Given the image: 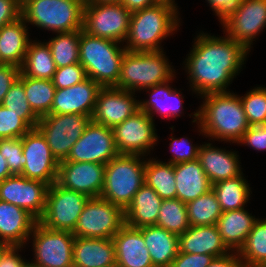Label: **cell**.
Instances as JSON below:
<instances>
[{"mask_svg": "<svg viewBox=\"0 0 266 267\" xmlns=\"http://www.w3.org/2000/svg\"><path fill=\"white\" fill-rule=\"evenodd\" d=\"M192 47L184 67L192 91L199 96L227 92L250 52L227 35L216 37L204 32L197 34Z\"/></svg>", "mask_w": 266, "mask_h": 267, "instance_id": "1", "label": "cell"}, {"mask_svg": "<svg viewBox=\"0 0 266 267\" xmlns=\"http://www.w3.org/2000/svg\"><path fill=\"white\" fill-rule=\"evenodd\" d=\"M202 98L205 100L194 112L192 121L198 125L200 134L212 140L238 144L250 127L240 96L228 90L209 93Z\"/></svg>", "mask_w": 266, "mask_h": 267, "instance_id": "2", "label": "cell"}, {"mask_svg": "<svg viewBox=\"0 0 266 267\" xmlns=\"http://www.w3.org/2000/svg\"><path fill=\"white\" fill-rule=\"evenodd\" d=\"M178 8L157 2L142 10L132 12L129 32L125 40L126 51H160L161 42L173 34L179 26Z\"/></svg>", "mask_w": 266, "mask_h": 267, "instance_id": "3", "label": "cell"}, {"mask_svg": "<svg viewBox=\"0 0 266 267\" xmlns=\"http://www.w3.org/2000/svg\"><path fill=\"white\" fill-rule=\"evenodd\" d=\"M120 43L89 35L81 29L79 41V62L85 68L87 77L101 87L118 84L122 59L126 52Z\"/></svg>", "mask_w": 266, "mask_h": 267, "instance_id": "4", "label": "cell"}, {"mask_svg": "<svg viewBox=\"0 0 266 267\" xmlns=\"http://www.w3.org/2000/svg\"><path fill=\"white\" fill-rule=\"evenodd\" d=\"M171 67L163 50L126 51L115 87L135 93L174 80L175 69Z\"/></svg>", "mask_w": 266, "mask_h": 267, "instance_id": "5", "label": "cell"}, {"mask_svg": "<svg viewBox=\"0 0 266 267\" xmlns=\"http://www.w3.org/2000/svg\"><path fill=\"white\" fill-rule=\"evenodd\" d=\"M143 160L141 155L135 154H118L111 159L105 165L104 187L100 197L125 211L134 194L145 183Z\"/></svg>", "mask_w": 266, "mask_h": 267, "instance_id": "6", "label": "cell"}, {"mask_svg": "<svg viewBox=\"0 0 266 267\" xmlns=\"http://www.w3.org/2000/svg\"><path fill=\"white\" fill-rule=\"evenodd\" d=\"M85 0H23L21 17L54 33L81 30Z\"/></svg>", "mask_w": 266, "mask_h": 267, "instance_id": "7", "label": "cell"}, {"mask_svg": "<svg viewBox=\"0 0 266 267\" xmlns=\"http://www.w3.org/2000/svg\"><path fill=\"white\" fill-rule=\"evenodd\" d=\"M89 199V196L55 182L48 187L46 208L38 222L51 230L73 232Z\"/></svg>", "mask_w": 266, "mask_h": 267, "instance_id": "8", "label": "cell"}, {"mask_svg": "<svg viewBox=\"0 0 266 267\" xmlns=\"http://www.w3.org/2000/svg\"><path fill=\"white\" fill-rule=\"evenodd\" d=\"M131 14L121 3H85L82 30L122 44L129 32Z\"/></svg>", "mask_w": 266, "mask_h": 267, "instance_id": "9", "label": "cell"}, {"mask_svg": "<svg viewBox=\"0 0 266 267\" xmlns=\"http://www.w3.org/2000/svg\"><path fill=\"white\" fill-rule=\"evenodd\" d=\"M30 237L35 255L31 266L73 267L75 236L71 231L51 230L37 222Z\"/></svg>", "mask_w": 266, "mask_h": 267, "instance_id": "10", "label": "cell"}, {"mask_svg": "<svg viewBox=\"0 0 266 267\" xmlns=\"http://www.w3.org/2000/svg\"><path fill=\"white\" fill-rule=\"evenodd\" d=\"M91 117L80 114H48L39 119L36 128L43 134L52 155L65 160L72 146L85 131Z\"/></svg>", "mask_w": 266, "mask_h": 267, "instance_id": "11", "label": "cell"}, {"mask_svg": "<svg viewBox=\"0 0 266 267\" xmlns=\"http://www.w3.org/2000/svg\"><path fill=\"white\" fill-rule=\"evenodd\" d=\"M125 224L124 211L102 197H91L79 216L74 236L112 239Z\"/></svg>", "mask_w": 266, "mask_h": 267, "instance_id": "12", "label": "cell"}, {"mask_svg": "<svg viewBox=\"0 0 266 267\" xmlns=\"http://www.w3.org/2000/svg\"><path fill=\"white\" fill-rule=\"evenodd\" d=\"M154 120L140 109L121 124L113 128L114 139L119 154H150V149L158 141Z\"/></svg>", "mask_w": 266, "mask_h": 267, "instance_id": "13", "label": "cell"}, {"mask_svg": "<svg viewBox=\"0 0 266 267\" xmlns=\"http://www.w3.org/2000/svg\"><path fill=\"white\" fill-rule=\"evenodd\" d=\"M23 154L26 163L22 176L45 182L49 186L57 181L59 162L52 155L43 134L33 128L22 137Z\"/></svg>", "mask_w": 266, "mask_h": 267, "instance_id": "14", "label": "cell"}, {"mask_svg": "<svg viewBox=\"0 0 266 267\" xmlns=\"http://www.w3.org/2000/svg\"><path fill=\"white\" fill-rule=\"evenodd\" d=\"M118 154L113 129L91 120L82 136L72 146L68 157L63 161L92 162L106 165Z\"/></svg>", "mask_w": 266, "mask_h": 267, "instance_id": "15", "label": "cell"}, {"mask_svg": "<svg viewBox=\"0 0 266 267\" xmlns=\"http://www.w3.org/2000/svg\"><path fill=\"white\" fill-rule=\"evenodd\" d=\"M221 25L228 37L249 50L266 27V0H242Z\"/></svg>", "mask_w": 266, "mask_h": 267, "instance_id": "16", "label": "cell"}, {"mask_svg": "<svg viewBox=\"0 0 266 267\" xmlns=\"http://www.w3.org/2000/svg\"><path fill=\"white\" fill-rule=\"evenodd\" d=\"M48 187L45 182L12 175L0 182V200L19 206L39 221L46 208Z\"/></svg>", "mask_w": 266, "mask_h": 267, "instance_id": "17", "label": "cell"}, {"mask_svg": "<svg viewBox=\"0 0 266 267\" xmlns=\"http://www.w3.org/2000/svg\"><path fill=\"white\" fill-rule=\"evenodd\" d=\"M134 95L115 86L101 87L91 120L113 129L139 110V100Z\"/></svg>", "mask_w": 266, "mask_h": 267, "instance_id": "18", "label": "cell"}, {"mask_svg": "<svg viewBox=\"0 0 266 267\" xmlns=\"http://www.w3.org/2000/svg\"><path fill=\"white\" fill-rule=\"evenodd\" d=\"M105 164L92 162H59L57 183L87 196L100 197L104 187Z\"/></svg>", "mask_w": 266, "mask_h": 267, "instance_id": "19", "label": "cell"}, {"mask_svg": "<svg viewBox=\"0 0 266 267\" xmlns=\"http://www.w3.org/2000/svg\"><path fill=\"white\" fill-rule=\"evenodd\" d=\"M101 86L87 77L74 86L56 89L49 114H80L92 117Z\"/></svg>", "mask_w": 266, "mask_h": 267, "instance_id": "20", "label": "cell"}, {"mask_svg": "<svg viewBox=\"0 0 266 267\" xmlns=\"http://www.w3.org/2000/svg\"><path fill=\"white\" fill-rule=\"evenodd\" d=\"M116 267H154L141 228L124 224L112 238Z\"/></svg>", "mask_w": 266, "mask_h": 267, "instance_id": "21", "label": "cell"}, {"mask_svg": "<svg viewBox=\"0 0 266 267\" xmlns=\"http://www.w3.org/2000/svg\"><path fill=\"white\" fill-rule=\"evenodd\" d=\"M211 145L212 143L202 144L198 151V160L211 185L243 173L236 151H226Z\"/></svg>", "mask_w": 266, "mask_h": 267, "instance_id": "22", "label": "cell"}, {"mask_svg": "<svg viewBox=\"0 0 266 267\" xmlns=\"http://www.w3.org/2000/svg\"><path fill=\"white\" fill-rule=\"evenodd\" d=\"M38 221L26 210L0 200V240L10 246H23ZM27 241V242H26Z\"/></svg>", "mask_w": 266, "mask_h": 267, "instance_id": "23", "label": "cell"}, {"mask_svg": "<svg viewBox=\"0 0 266 267\" xmlns=\"http://www.w3.org/2000/svg\"><path fill=\"white\" fill-rule=\"evenodd\" d=\"M73 267H116L113 240L75 236Z\"/></svg>", "mask_w": 266, "mask_h": 267, "instance_id": "24", "label": "cell"}, {"mask_svg": "<svg viewBox=\"0 0 266 267\" xmlns=\"http://www.w3.org/2000/svg\"><path fill=\"white\" fill-rule=\"evenodd\" d=\"M178 246L181 253L209 254L215 258L231 253L216 225L190 226L179 235Z\"/></svg>", "mask_w": 266, "mask_h": 267, "instance_id": "25", "label": "cell"}, {"mask_svg": "<svg viewBox=\"0 0 266 267\" xmlns=\"http://www.w3.org/2000/svg\"><path fill=\"white\" fill-rule=\"evenodd\" d=\"M176 199L184 203L195 200L212 189L199 160L174 164Z\"/></svg>", "mask_w": 266, "mask_h": 267, "instance_id": "26", "label": "cell"}, {"mask_svg": "<svg viewBox=\"0 0 266 267\" xmlns=\"http://www.w3.org/2000/svg\"><path fill=\"white\" fill-rule=\"evenodd\" d=\"M162 198L146 183L124 211L125 224L133 228L156 225Z\"/></svg>", "mask_w": 266, "mask_h": 267, "instance_id": "27", "label": "cell"}, {"mask_svg": "<svg viewBox=\"0 0 266 267\" xmlns=\"http://www.w3.org/2000/svg\"><path fill=\"white\" fill-rule=\"evenodd\" d=\"M257 220L258 218L242 208L222 212L216 226L227 248L238 253Z\"/></svg>", "mask_w": 266, "mask_h": 267, "instance_id": "28", "label": "cell"}, {"mask_svg": "<svg viewBox=\"0 0 266 267\" xmlns=\"http://www.w3.org/2000/svg\"><path fill=\"white\" fill-rule=\"evenodd\" d=\"M25 20L21 17L17 21L0 28V63L23 65L29 42V33Z\"/></svg>", "mask_w": 266, "mask_h": 267, "instance_id": "29", "label": "cell"}, {"mask_svg": "<svg viewBox=\"0 0 266 267\" xmlns=\"http://www.w3.org/2000/svg\"><path fill=\"white\" fill-rule=\"evenodd\" d=\"M154 267H170L179 252V236L157 225L141 228Z\"/></svg>", "mask_w": 266, "mask_h": 267, "instance_id": "30", "label": "cell"}, {"mask_svg": "<svg viewBox=\"0 0 266 267\" xmlns=\"http://www.w3.org/2000/svg\"><path fill=\"white\" fill-rule=\"evenodd\" d=\"M170 82L172 80L144 89L151 94H149V99L139 101V109L146 112L152 119L155 113L167 119L177 118L181 113H184L182 112L184 110L182 92L169 86Z\"/></svg>", "mask_w": 266, "mask_h": 267, "instance_id": "31", "label": "cell"}, {"mask_svg": "<svg viewBox=\"0 0 266 267\" xmlns=\"http://www.w3.org/2000/svg\"><path fill=\"white\" fill-rule=\"evenodd\" d=\"M57 67L46 42L30 41L20 72L34 79L52 80Z\"/></svg>", "mask_w": 266, "mask_h": 267, "instance_id": "32", "label": "cell"}, {"mask_svg": "<svg viewBox=\"0 0 266 267\" xmlns=\"http://www.w3.org/2000/svg\"><path fill=\"white\" fill-rule=\"evenodd\" d=\"M242 173L212 185L222 212L242 209L249 201L251 188Z\"/></svg>", "mask_w": 266, "mask_h": 267, "instance_id": "33", "label": "cell"}, {"mask_svg": "<svg viewBox=\"0 0 266 267\" xmlns=\"http://www.w3.org/2000/svg\"><path fill=\"white\" fill-rule=\"evenodd\" d=\"M145 183L163 199H176L174 165L156 158L145 160Z\"/></svg>", "mask_w": 266, "mask_h": 267, "instance_id": "34", "label": "cell"}, {"mask_svg": "<svg viewBox=\"0 0 266 267\" xmlns=\"http://www.w3.org/2000/svg\"><path fill=\"white\" fill-rule=\"evenodd\" d=\"M23 86L25 96L33 110L39 117L46 116L50 113L56 87L52 80L34 79L23 75Z\"/></svg>", "mask_w": 266, "mask_h": 267, "instance_id": "35", "label": "cell"}, {"mask_svg": "<svg viewBox=\"0 0 266 267\" xmlns=\"http://www.w3.org/2000/svg\"><path fill=\"white\" fill-rule=\"evenodd\" d=\"M238 255L244 267L266 265V218L255 222Z\"/></svg>", "mask_w": 266, "mask_h": 267, "instance_id": "36", "label": "cell"}, {"mask_svg": "<svg viewBox=\"0 0 266 267\" xmlns=\"http://www.w3.org/2000/svg\"><path fill=\"white\" fill-rule=\"evenodd\" d=\"M190 226L216 225L222 214L215 192L211 189L186 203Z\"/></svg>", "mask_w": 266, "mask_h": 267, "instance_id": "37", "label": "cell"}, {"mask_svg": "<svg viewBox=\"0 0 266 267\" xmlns=\"http://www.w3.org/2000/svg\"><path fill=\"white\" fill-rule=\"evenodd\" d=\"M81 30L57 33L56 37L46 42L50 48L57 68L69 66L79 62V41Z\"/></svg>", "mask_w": 266, "mask_h": 267, "instance_id": "38", "label": "cell"}, {"mask_svg": "<svg viewBox=\"0 0 266 267\" xmlns=\"http://www.w3.org/2000/svg\"><path fill=\"white\" fill-rule=\"evenodd\" d=\"M156 225L178 236L183 234L190 227L186 203L179 199L162 200Z\"/></svg>", "mask_w": 266, "mask_h": 267, "instance_id": "39", "label": "cell"}, {"mask_svg": "<svg viewBox=\"0 0 266 267\" xmlns=\"http://www.w3.org/2000/svg\"><path fill=\"white\" fill-rule=\"evenodd\" d=\"M7 107L16 114H21V118L33 129L38 125L39 117L33 112L27 97L25 96L23 86V74L20 72L17 80L12 84L9 91L5 95L3 102Z\"/></svg>", "mask_w": 266, "mask_h": 267, "instance_id": "40", "label": "cell"}, {"mask_svg": "<svg viewBox=\"0 0 266 267\" xmlns=\"http://www.w3.org/2000/svg\"><path fill=\"white\" fill-rule=\"evenodd\" d=\"M248 124H266V87H257L240 96Z\"/></svg>", "mask_w": 266, "mask_h": 267, "instance_id": "41", "label": "cell"}, {"mask_svg": "<svg viewBox=\"0 0 266 267\" xmlns=\"http://www.w3.org/2000/svg\"><path fill=\"white\" fill-rule=\"evenodd\" d=\"M32 128L21 118L0 104V139L21 138Z\"/></svg>", "mask_w": 266, "mask_h": 267, "instance_id": "42", "label": "cell"}, {"mask_svg": "<svg viewBox=\"0 0 266 267\" xmlns=\"http://www.w3.org/2000/svg\"><path fill=\"white\" fill-rule=\"evenodd\" d=\"M0 152L12 175H21L26 163L21 138L0 139Z\"/></svg>", "mask_w": 266, "mask_h": 267, "instance_id": "43", "label": "cell"}, {"mask_svg": "<svg viewBox=\"0 0 266 267\" xmlns=\"http://www.w3.org/2000/svg\"><path fill=\"white\" fill-rule=\"evenodd\" d=\"M87 78L85 68L80 63L57 68L52 82L56 89H64L76 85Z\"/></svg>", "mask_w": 266, "mask_h": 267, "instance_id": "44", "label": "cell"}, {"mask_svg": "<svg viewBox=\"0 0 266 267\" xmlns=\"http://www.w3.org/2000/svg\"><path fill=\"white\" fill-rule=\"evenodd\" d=\"M170 150L173 153V157L169 159L167 163L177 164L182 162L194 161L198 159V151L200 146L192 145L191 140L187 138H174L170 137Z\"/></svg>", "mask_w": 266, "mask_h": 267, "instance_id": "45", "label": "cell"}, {"mask_svg": "<svg viewBox=\"0 0 266 267\" xmlns=\"http://www.w3.org/2000/svg\"><path fill=\"white\" fill-rule=\"evenodd\" d=\"M239 144L247 146L258 151L266 150V124H254L243 134Z\"/></svg>", "mask_w": 266, "mask_h": 267, "instance_id": "46", "label": "cell"}, {"mask_svg": "<svg viewBox=\"0 0 266 267\" xmlns=\"http://www.w3.org/2000/svg\"><path fill=\"white\" fill-rule=\"evenodd\" d=\"M215 257L209 254L178 252L170 267H208Z\"/></svg>", "mask_w": 266, "mask_h": 267, "instance_id": "47", "label": "cell"}, {"mask_svg": "<svg viewBox=\"0 0 266 267\" xmlns=\"http://www.w3.org/2000/svg\"><path fill=\"white\" fill-rule=\"evenodd\" d=\"M21 1L0 0V28L21 18Z\"/></svg>", "mask_w": 266, "mask_h": 267, "instance_id": "48", "label": "cell"}, {"mask_svg": "<svg viewBox=\"0 0 266 267\" xmlns=\"http://www.w3.org/2000/svg\"><path fill=\"white\" fill-rule=\"evenodd\" d=\"M20 74V68L14 65L1 64L0 65V104L12 84L17 80Z\"/></svg>", "mask_w": 266, "mask_h": 267, "instance_id": "49", "label": "cell"}, {"mask_svg": "<svg viewBox=\"0 0 266 267\" xmlns=\"http://www.w3.org/2000/svg\"><path fill=\"white\" fill-rule=\"evenodd\" d=\"M210 8L219 18V22L226 20L229 15L236 9L242 0H206Z\"/></svg>", "mask_w": 266, "mask_h": 267, "instance_id": "50", "label": "cell"}, {"mask_svg": "<svg viewBox=\"0 0 266 267\" xmlns=\"http://www.w3.org/2000/svg\"><path fill=\"white\" fill-rule=\"evenodd\" d=\"M23 246H10L2 255L0 267H26L29 262H26L18 251H21Z\"/></svg>", "mask_w": 266, "mask_h": 267, "instance_id": "51", "label": "cell"}, {"mask_svg": "<svg viewBox=\"0 0 266 267\" xmlns=\"http://www.w3.org/2000/svg\"><path fill=\"white\" fill-rule=\"evenodd\" d=\"M234 253V254H233ZM208 267H244L238 253L231 252L222 257L214 258Z\"/></svg>", "mask_w": 266, "mask_h": 267, "instance_id": "52", "label": "cell"}, {"mask_svg": "<svg viewBox=\"0 0 266 267\" xmlns=\"http://www.w3.org/2000/svg\"><path fill=\"white\" fill-rule=\"evenodd\" d=\"M129 12L142 10L157 3L156 0H121L120 2Z\"/></svg>", "mask_w": 266, "mask_h": 267, "instance_id": "53", "label": "cell"}, {"mask_svg": "<svg viewBox=\"0 0 266 267\" xmlns=\"http://www.w3.org/2000/svg\"><path fill=\"white\" fill-rule=\"evenodd\" d=\"M10 176H12V174L8 168L6 159L1 155L0 152V182Z\"/></svg>", "mask_w": 266, "mask_h": 267, "instance_id": "54", "label": "cell"}, {"mask_svg": "<svg viewBox=\"0 0 266 267\" xmlns=\"http://www.w3.org/2000/svg\"><path fill=\"white\" fill-rule=\"evenodd\" d=\"M121 0H85V3H120Z\"/></svg>", "mask_w": 266, "mask_h": 267, "instance_id": "55", "label": "cell"}, {"mask_svg": "<svg viewBox=\"0 0 266 267\" xmlns=\"http://www.w3.org/2000/svg\"><path fill=\"white\" fill-rule=\"evenodd\" d=\"M10 247V245L4 241L0 240V260L5 251Z\"/></svg>", "mask_w": 266, "mask_h": 267, "instance_id": "56", "label": "cell"}, {"mask_svg": "<svg viewBox=\"0 0 266 267\" xmlns=\"http://www.w3.org/2000/svg\"><path fill=\"white\" fill-rule=\"evenodd\" d=\"M157 2H162V3H168V4H171L173 6H177V4H175V0H156Z\"/></svg>", "mask_w": 266, "mask_h": 267, "instance_id": "57", "label": "cell"}, {"mask_svg": "<svg viewBox=\"0 0 266 267\" xmlns=\"http://www.w3.org/2000/svg\"><path fill=\"white\" fill-rule=\"evenodd\" d=\"M254 267H266V265H258V266H254Z\"/></svg>", "mask_w": 266, "mask_h": 267, "instance_id": "58", "label": "cell"}]
</instances>
